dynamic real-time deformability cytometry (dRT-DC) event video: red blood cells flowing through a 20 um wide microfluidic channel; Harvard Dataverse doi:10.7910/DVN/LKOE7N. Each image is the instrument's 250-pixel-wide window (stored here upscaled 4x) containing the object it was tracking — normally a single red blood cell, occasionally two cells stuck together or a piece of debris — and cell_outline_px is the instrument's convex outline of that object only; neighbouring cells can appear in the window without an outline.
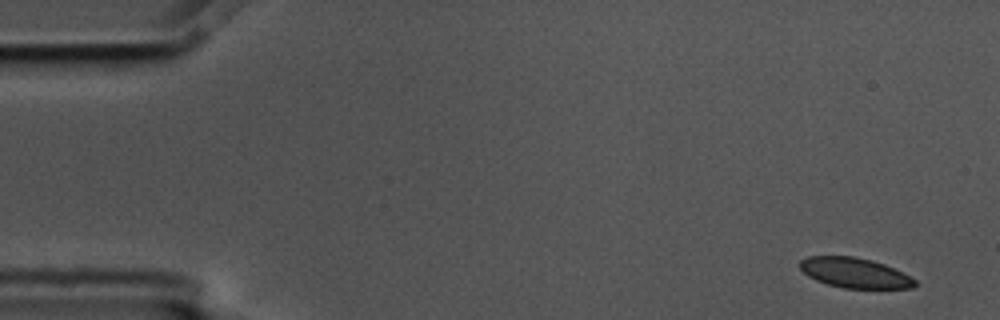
{"species": "common noctule bat (a hibernating species)", "species_latin": "Nyctalus noctula", "temperature_condition": "cold", "stored_images_in_passage": 4, "camera_frame_rate_fps": 3000, "um_per_image_px": 0.085, "animal": {"sex": "male", "body_mass_g": 17.5, "forearm_length_mm": 52.3}, "frame": {"image": 1, "passage_image": 1, "time_ms": 0.0, "image_size_px": [1000, 320], "cell_outline_px": [[920, 284], [912, 288], [844, 288], [828, 284], [816, 280], [808, 276], [800, 268], [800, 260], [808, 256], [856, 256], [872, 260], [884, 264], [916, 280]], "centroid_in_image_um": [72.65, 23.19], "position_along_channel_um": 12.4, "area_um2": 20.06}}
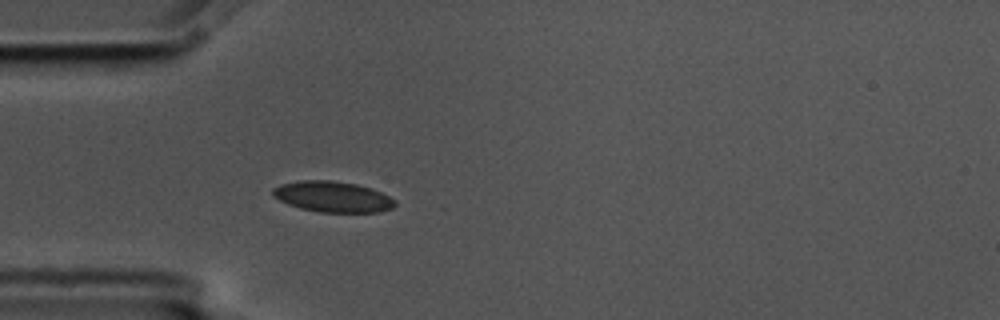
{"frame": {"image": 2, "passage_image": 4, "time_ms": 1.0, "image_size_px": [1000, 320], "cell_outline_px": [[396, 204], [392, 208], [380, 212], [320, 212], [300, 208], [288, 204], [272, 196], [272, 188], [280, 184], [300, 180], [332, 180], [356, 184], [380, 192], [396, 200]], "centroid_in_image_um": [28.25, 16.72], "position_along_channel_um": 56.8, "area_um2": 21.91}}